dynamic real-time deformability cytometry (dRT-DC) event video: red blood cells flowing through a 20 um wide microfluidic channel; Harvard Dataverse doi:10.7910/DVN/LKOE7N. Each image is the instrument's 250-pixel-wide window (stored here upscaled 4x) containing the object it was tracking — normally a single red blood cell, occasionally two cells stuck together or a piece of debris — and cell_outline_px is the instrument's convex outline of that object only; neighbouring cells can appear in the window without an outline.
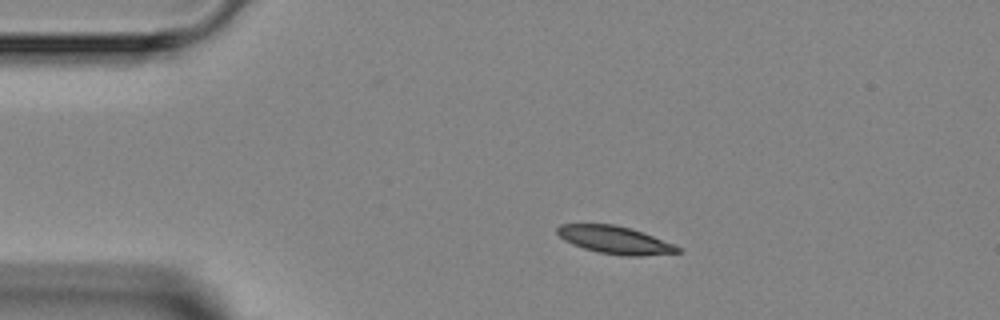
{"species": "Egyptian fruit bat (a non-hibernating species)", "species_latin": "Rousettus aegyptiacus", "temperature_condition": "room temperature", "stored_images_in_passage": 2, "camera_frame_rate_fps": 3000, "um_per_image_px": 0.085, "animal": {"sex": "female"}, "frame": {"image": 1, "passage_image": 1, "time_ms": 0.0, "image_size_px": [1000, 320], "cell_outline_px": [[680, 252], [640, 256], [624, 256], [600, 252], [584, 248], [572, 244], [564, 240], [556, 232], [556, 228], [560, 224], [612, 224], [628, 228], [652, 236], [672, 244], [680, 248]], "centroid_in_image_um": [52.21, 20.39], "position_along_channel_um": 32.8, "area_um2": 18.96}}